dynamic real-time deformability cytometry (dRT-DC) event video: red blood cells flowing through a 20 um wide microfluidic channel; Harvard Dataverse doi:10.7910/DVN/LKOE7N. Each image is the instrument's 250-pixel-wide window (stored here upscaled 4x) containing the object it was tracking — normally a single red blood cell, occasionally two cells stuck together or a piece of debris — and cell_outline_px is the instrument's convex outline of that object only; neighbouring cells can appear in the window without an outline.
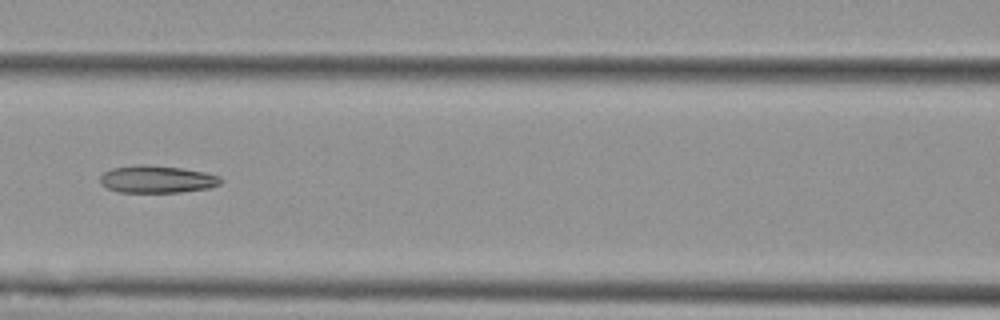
{"species": "Egyptian fruit bat (a non-hibernating species)", "species_latin": "Rousettus aegyptiacus", "temperature_condition": "cold", "stored_images_in_passage": 7, "camera_frame_rate_fps": 3000, "um_per_image_px": 0.085, "animal": {"sex": "female"}, "frame": {"image": 1, "passage_image": 7, "time_ms": 7.0, "image_size_px": [1000, 320], "cell_outline_px": [[224, 180], [220, 184], [208, 188], [180, 192], [120, 192], [108, 188], [100, 184], [100, 176], [104, 172], [112, 168], [132, 164], [148, 164], [180, 168], [204, 172], [220, 176]], "centroid_in_image_um": [13.33, 15.22], "position_along_channel_um": 153.3, "area_um2": 19.36}}